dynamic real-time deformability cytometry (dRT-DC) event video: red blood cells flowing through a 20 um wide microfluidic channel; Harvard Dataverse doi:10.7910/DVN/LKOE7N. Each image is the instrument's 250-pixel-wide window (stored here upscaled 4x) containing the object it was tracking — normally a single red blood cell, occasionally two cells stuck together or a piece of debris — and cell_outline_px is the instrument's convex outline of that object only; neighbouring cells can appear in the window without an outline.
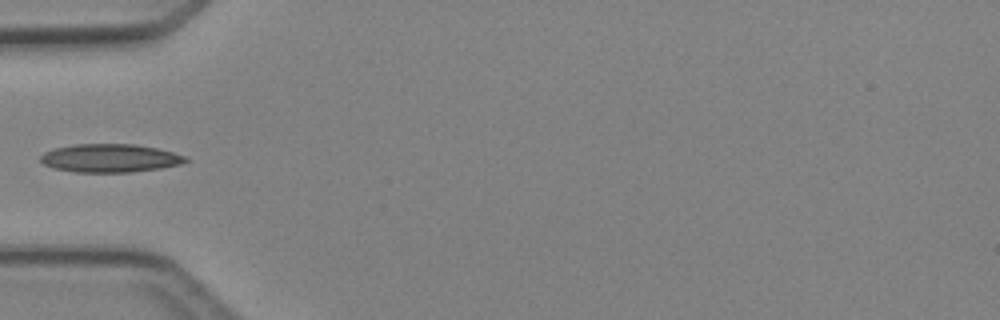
{"species": "Egyptian fruit bat (a non-hibernating species)", "species_latin": "Rousettus aegyptiacus", "temperature_condition": "cold", "stored_images_in_passage": 5, "camera_frame_rate_fps": 3000, "um_per_image_px": 0.085, "animal": {"sex": "female"}, "frame": {"image": 1, "passage_image": 4, "time_ms": 3.667, "image_size_px": [1000, 320], "cell_outline_px": [[188, 160], [180, 164], [160, 168], [132, 172], [76, 172], [52, 168], [44, 164], [40, 160], [40, 156], [44, 152], [52, 148], [76, 144], [132, 144], [156, 148], [188, 156]], "centroid_in_image_um": [9.32, 13.44], "position_along_channel_um": 75.7, "area_um2": 23.93}}
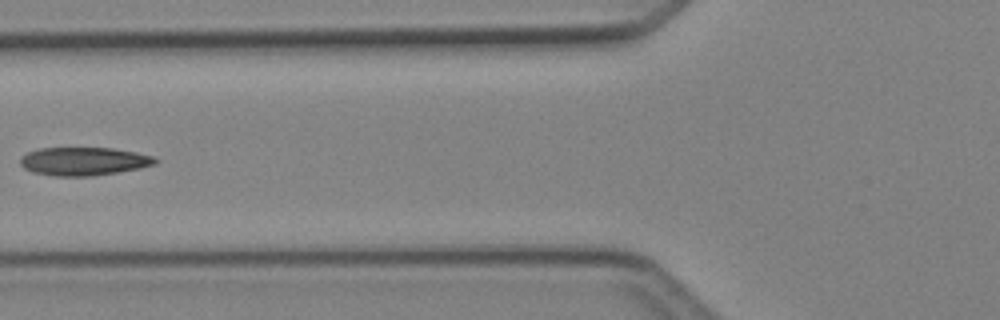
{"frame": {"image": 2, "passage_image": 5, "time_ms": 4.667, "image_size_px": [1000, 320], "cell_outline_px": [[160, 160], [156, 164], [140, 168], [92, 176], [52, 176], [32, 172], [24, 168], [20, 164], [20, 160], [28, 152], [40, 148], [112, 148], [136, 152], [152, 156]], "centroid_in_image_um": [7.13, 13.71], "position_along_channel_um": 118.7, "area_um2": 22.2}}